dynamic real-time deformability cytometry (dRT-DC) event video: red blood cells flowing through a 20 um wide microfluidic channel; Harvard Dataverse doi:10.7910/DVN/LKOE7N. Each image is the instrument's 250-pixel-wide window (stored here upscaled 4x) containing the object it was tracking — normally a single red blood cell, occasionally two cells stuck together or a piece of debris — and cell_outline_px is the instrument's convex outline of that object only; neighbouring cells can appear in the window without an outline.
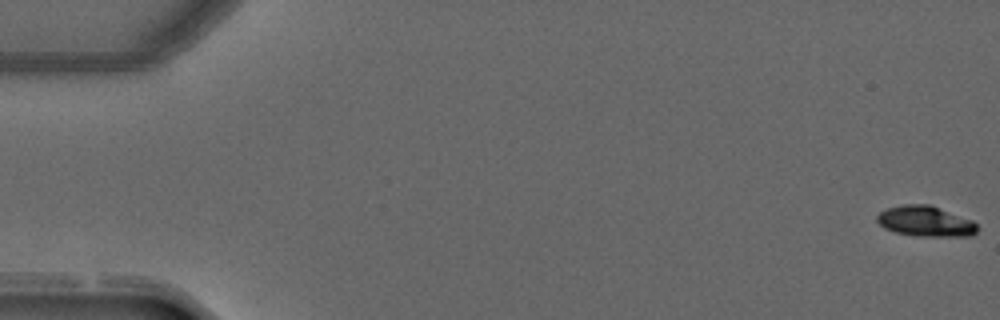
{"species": "common noctule bat (a hibernating species)", "species_latin": "Nyctalus noctula", "temperature_condition": "warm", "stored_images_in_passage": 52, "camera_frame_rate_fps": 3000, "um_per_image_px": 0.085, "animal": {"sex": "male", "forearm_length_mm": 52.5}, "frame": {"image": 1, "passage_image": 1, "time_ms": 0.0, "image_size_px": [1000, 320], "cell_outline_px": [[976, 232], [972, 236], [916, 236], [896, 232], [884, 228], [876, 220], [876, 216], [880, 212], [888, 208], [904, 204], [928, 204], [972, 220], [976, 224]], "centroid_in_image_um": [78.65, 18.81], "position_along_channel_um": 6.4, "area_um2": 17.63}}
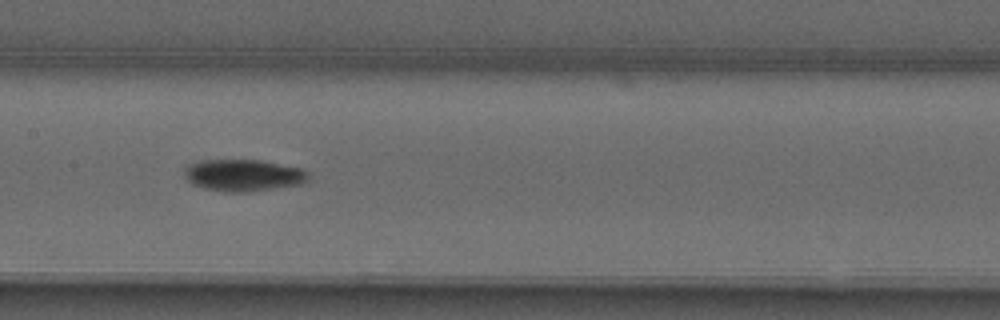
{"frame": {"image": 2, "passage_image": 26, "time_ms": 8.333, "image_size_px": [1000, 320], "cell_outline_px": [[308, 180], [300, 184], [252, 192], [224, 192], [204, 188], [192, 184], [184, 176], [184, 168], [188, 164], [200, 160], [260, 160], [300, 168], [308, 172]], "centroid_in_image_um": [20.65, 14.9], "position_along_channel_um": 186.8, "area_um2": 23.12}}
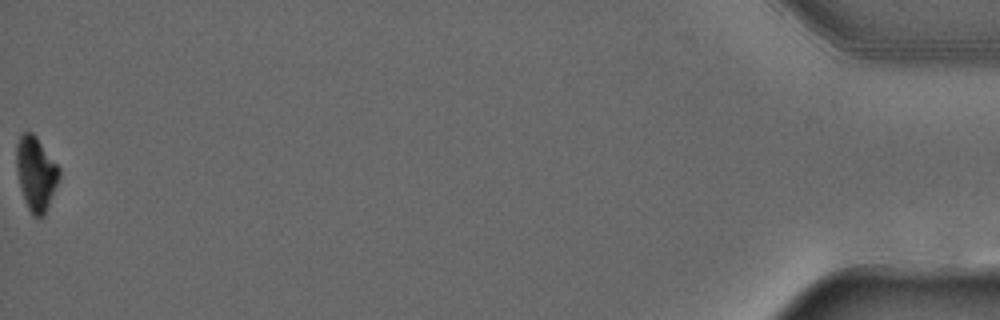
{"frame": {"image": 3, "passage_image": 52, "time_ms": 17.0, "image_size_px": [1000, 320], "cell_outline_px": [[60, 176], [44, 216], [32, 216], [24, 200], [20, 188], [16, 172], [16, 144], [20, 136], [24, 132], [32, 132], [36, 136], [60, 168]], "centroid_in_image_um": [3.04, 14.74], "position_along_channel_um": 432.2, "area_um2": 18.44}, "authors_computed_cell_mechanics": {"area_um2": 20.2011, "velocity_mm_per_s": 4.0279, "shape_relaxation_time_tau1_ms": 3.4168, "shape_relaxation_time_tau2_ms": 8.2335, "deformation_change_tau1": 0.1577, "deformation_change_tau2": 0.0961}}